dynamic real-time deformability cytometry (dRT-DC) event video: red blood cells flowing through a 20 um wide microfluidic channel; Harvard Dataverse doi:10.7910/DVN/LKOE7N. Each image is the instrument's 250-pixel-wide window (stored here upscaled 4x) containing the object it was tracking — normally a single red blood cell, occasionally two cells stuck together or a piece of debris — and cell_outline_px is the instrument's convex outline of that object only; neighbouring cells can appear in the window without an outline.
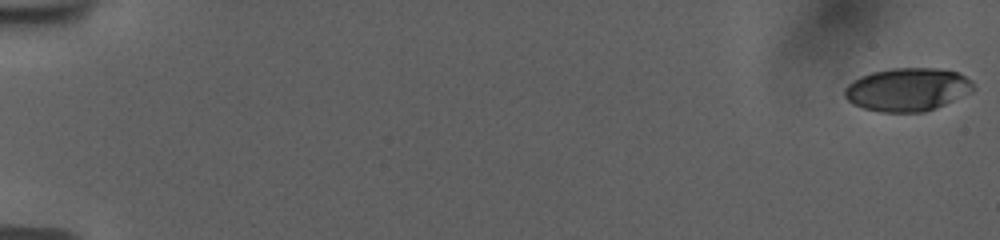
{"species": "human", "species_latin": "Homo sapiens", "temperature_condition": "room temperature", "stored_images_in_passage": 56, "camera_frame_rate_fps": 3000, "um_per_image_px": 0.085, "donor": {"sex": "female"}, "frame": {"image": 1, "passage_image": 1, "time_ms": 0.0, "image_size_px": [1000, 240], "cell_outline_px": [[976, 88], [972, 92], [936, 108], [924, 112], [880, 112], [864, 108], [852, 104], [844, 96], [844, 88], [852, 80], [860, 76], [872, 72], [892, 68], [940, 68], [960, 72], [972, 80]], "centroid_in_image_um": [77.16, 7.6], "position_along_channel_um": 7.8, "area_um2": 32.83}}
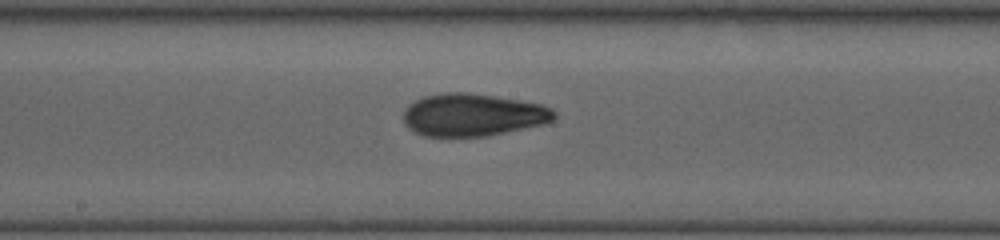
{"frame": {"image": 2, "passage_image": 32, "time_ms": 10.333, "image_size_px": [1000, 240], "cell_outline_px": [[556, 116], [552, 120], [544, 124], [484, 136], [424, 136], [412, 132], [404, 124], [404, 112], [408, 104], [424, 96], [440, 92], [468, 92], [520, 100], [540, 104], [552, 108], [556, 112]], "centroid_in_image_um": [40.16, 9.75], "position_along_channel_um": 208.0, "area_um2": 37.45}}
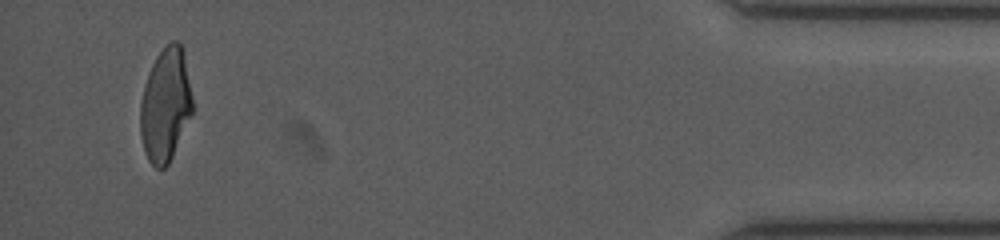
{"frame": {"image": 3, "passage_image": 54, "time_ms": 17.667, "image_size_px": [1000, 240], "cell_outline_px": [[192, 112], [172, 156], [168, 164], [164, 168], [156, 168], [148, 160], [144, 152], [140, 136], [140, 104], [144, 84], [152, 64], [156, 56], [172, 40], [176, 40], [184, 48], [192, 100]], "centroid_in_image_um": [14.04, 8.91], "position_along_channel_um": 421.2, "area_um2": 34.39}, "authors_computed_cell_mechanics": {"area_um2": 35.6626, "velocity_mm_per_s": 3.7842, "shape_relaxation_time_tau1_ms": null, "shape_relaxation_time_tau2_ms": 1.8544, "deformation_change_tau1": null, "deformation_change_tau2": 0.0826}}